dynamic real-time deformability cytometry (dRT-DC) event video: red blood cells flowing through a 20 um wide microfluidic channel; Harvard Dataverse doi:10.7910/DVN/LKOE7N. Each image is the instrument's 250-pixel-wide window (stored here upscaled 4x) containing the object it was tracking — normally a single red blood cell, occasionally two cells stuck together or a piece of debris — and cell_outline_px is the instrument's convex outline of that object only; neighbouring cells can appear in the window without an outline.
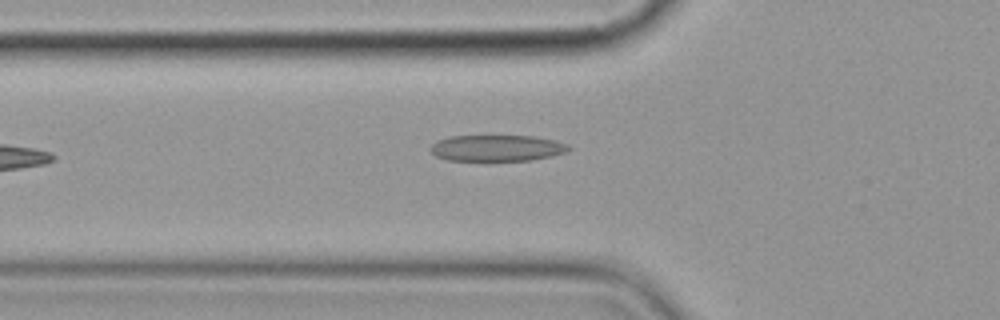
{"species": "common noctule bat (a hibernating species)", "species_latin": "Nyctalus noctula", "temperature_condition": "cold", "stored_images_in_passage": 5, "camera_frame_rate_fps": 3000, "um_per_image_px": 0.085, "animal": {"sex": "female", "body_mass_g": 19.9}, "frame": {"image": 1, "passage_image": 5, "time_ms": 4.667, "image_size_px": [1000, 320], "cell_outline_px": [[572, 148], [564, 152], [552, 156], [532, 160], [448, 160], [436, 156], [428, 148], [436, 140], [448, 136], [532, 136], [556, 140], [568, 144]], "centroid_in_image_um": [42.23, 12.57], "position_along_channel_um": 83.6, "area_um2": 21.15}}